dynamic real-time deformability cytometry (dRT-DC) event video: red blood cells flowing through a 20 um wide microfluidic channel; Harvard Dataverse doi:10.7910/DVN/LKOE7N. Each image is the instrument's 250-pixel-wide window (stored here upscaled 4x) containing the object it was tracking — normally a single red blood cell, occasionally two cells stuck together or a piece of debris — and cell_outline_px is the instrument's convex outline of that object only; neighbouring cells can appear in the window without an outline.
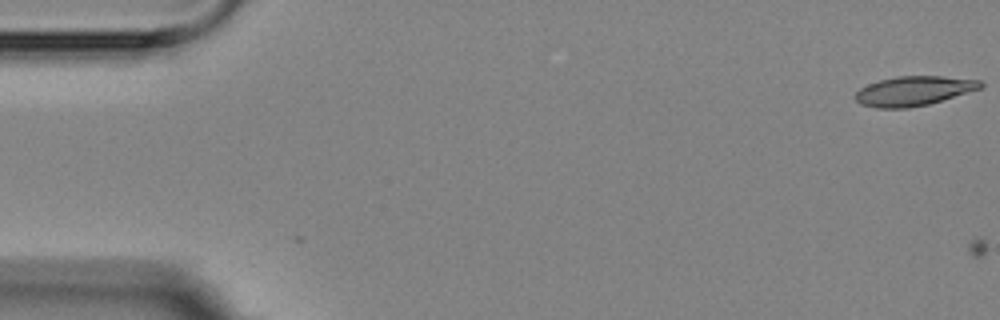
{"species": "Egyptian fruit bat (a non-hibernating species)", "species_latin": "Rousettus aegyptiacus", "temperature_condition": "room temperature", "stored_images_in_passage": 2, "camera_frame_rate_fps": 3000, "um_per_image_px": 0.085, "animal": {"sex": "female"}, "frame": {"image": 1, "passage_image": 1, "time_ms": 0.0, "image_size_px": [1000, 320], "cell_outline_px": [[984, 84], [980, 88], [928, 104], [908, 108], [876, 108], [860, 104], [856, 100], [856, 92], [860, 88], [868, 84], [880, 80], [896, 76], [940, 76], [980, 80]], "centroid_in_image_um": [77.63, 7.73], "position_along_channel_um": 7.4, "area_um2": 21.27}}